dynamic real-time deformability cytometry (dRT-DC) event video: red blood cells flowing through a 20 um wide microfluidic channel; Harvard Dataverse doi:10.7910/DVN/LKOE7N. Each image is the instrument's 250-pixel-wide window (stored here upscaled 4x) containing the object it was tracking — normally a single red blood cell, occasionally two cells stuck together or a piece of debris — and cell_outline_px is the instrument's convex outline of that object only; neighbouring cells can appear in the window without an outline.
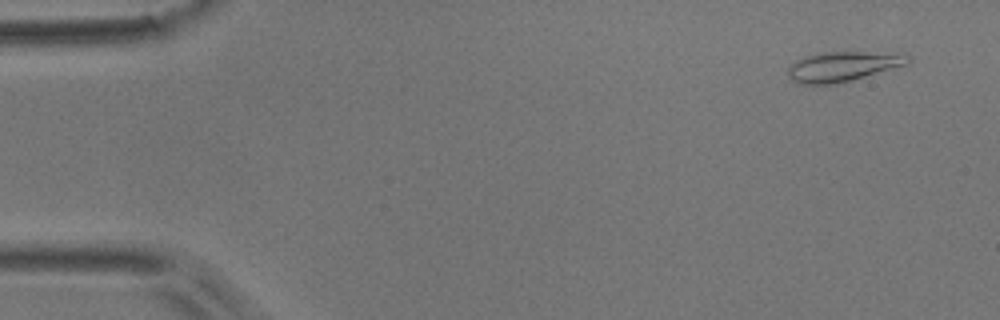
{"species": "common noctule bat (a hibernating species)", "species_latin": "Nyctalus noctula", "temperature_condition": "room temperature", "stored_images_in_passage": 53, "camera_frame_rate_fps": 3000, "um_per_image_px": 0.085, "animal": {"sex": "male", "body_mass_g": 17.9}, "frame": {"image": 1, "passage_image": 3, "time_ms": 0.667, "image_size_px": [1000, 320], "cell_outline_px": [[912, 60], [908, 64], [852, 80], [836, 84], [800, 84], [792, 80], [788, 76], [788, 68], [796, 60], [804, 56], [820, 52], [904, 52], [912, 56]], "centroid_in_image_um": [71.71, 5.63], "position_along_channel_um": 13.3, "area_um2": 21.27}}
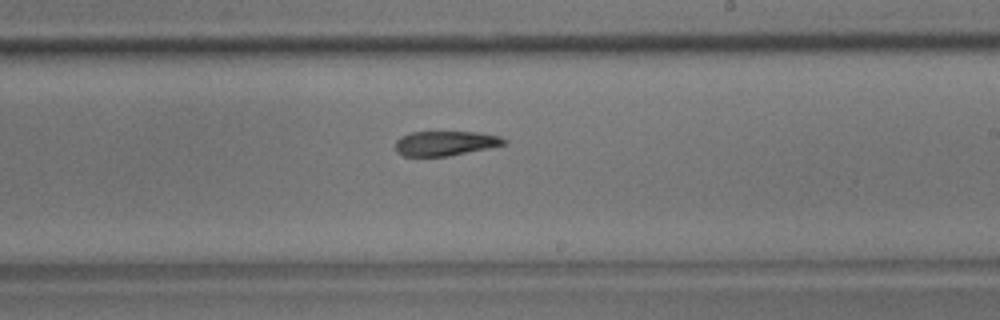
{"frame": {"image": 2, "passage_image": 31, "time_ms": 10.0, "image_size_px": [1000, 320], "cell_outline_px": [[508, 144], [492, 148], [448, 156], [404, 156], [396, 152], [396, 140], [400, 136], [412, 132], [476, 132], [500, 136], [508, 140]], "centroid_in_image_um": [37.9, 12.18], "position_along_channel_um": 251.1, "area_um2": 15.84}}
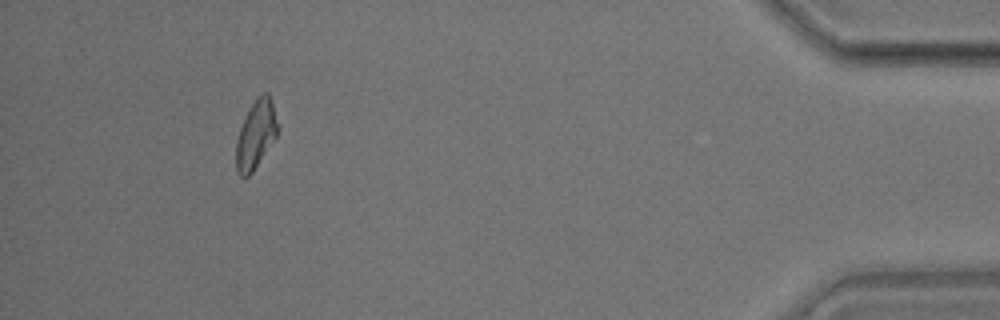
{"frame": {"image": 3, "passage_image": 49, "time_ms": 16.0, "image_size_px": [1000, 320], "cell_outline_px": [[280, 128], [276, 136], [252, 172], [248, 176], [240, 176], [236, 172], [236, 144], [240, 128], [252, 104], [264, 92], [268, 92], [280, 124]], "centroid_in_image_um": [21.77, 11.44], "position_along_channel_um": 413.4, "area_um2": 16.24}}